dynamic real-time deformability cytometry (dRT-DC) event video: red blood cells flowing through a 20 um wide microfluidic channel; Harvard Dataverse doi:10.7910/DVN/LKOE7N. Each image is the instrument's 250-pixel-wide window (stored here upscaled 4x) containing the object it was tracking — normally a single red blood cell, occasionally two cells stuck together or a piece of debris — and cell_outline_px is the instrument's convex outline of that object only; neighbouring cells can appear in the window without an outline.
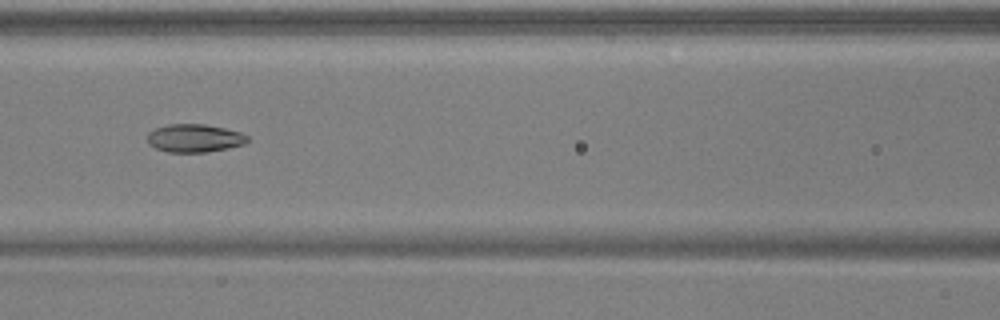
{"species": "common noctule bat (a hibernating species)", "species_latin": "Nyctalus noctula", "temperature_condition": "warm", "stored_images_in_passage": 26, "camera_frame_rate_fps": 3000, "um_per_image_px": 0.085, "animal": {"sex": "male", "body_mass_g": 17.9, "forearm_length_mm": 54.2}, "frame": {"image": 1, "passage_image": 8, "time_ms": 2.333, "image_size_px": [1000, 320], "cell_outline_px": [[248, 140], [244, 144], [228, 148], [208, 152], [168, 152], [156, 148], [148, 144], [148, 132], [156, 128], [168, 124], [204, 124], [224, 128], [240, 132], [248, 136]], "centroid_in_image_um": [16.52, 11.74], "position_along_channel_um": 150.1, "area_um2": 16.36}}
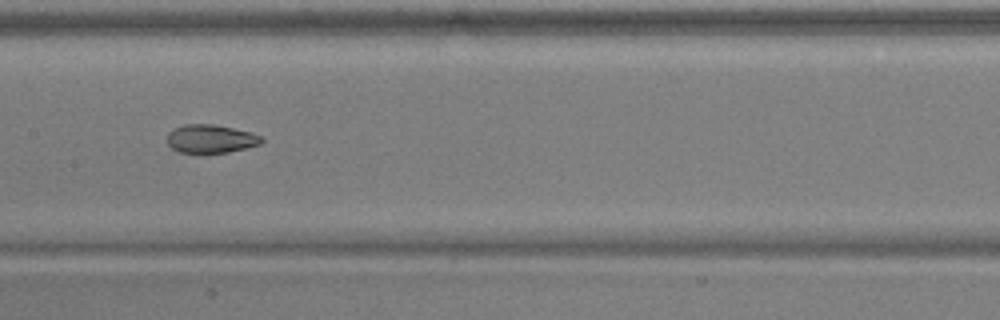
{"frame": {"image": 2, "passage_image": 11, "time_ms": 3.333, "image_size_px": [1000, 320], "cell_outline_px": [[264, 140], [260, 144], [228, 152], [180, 152], [172, 148], [168, 144], [168, 132], [184, 124], [216, 124], [252, 132], [264, 136]], "centroid_in_image_um": [17.96, 11.78], "position_along_channel_um": 189.4, "area_um2": 15.55}, "authors_computed_cell_mechanics": {"area_um2": 16.3574, "velocity_mm_per_s": 3.9415, "shape_relaxation_time_tau1_ms": 9.9843, "shape_relaxation_time_tau2_ms": 1.9401, "deformation_change_tau1": 0.2368, "deformation_change_tau2": 0.0592}}